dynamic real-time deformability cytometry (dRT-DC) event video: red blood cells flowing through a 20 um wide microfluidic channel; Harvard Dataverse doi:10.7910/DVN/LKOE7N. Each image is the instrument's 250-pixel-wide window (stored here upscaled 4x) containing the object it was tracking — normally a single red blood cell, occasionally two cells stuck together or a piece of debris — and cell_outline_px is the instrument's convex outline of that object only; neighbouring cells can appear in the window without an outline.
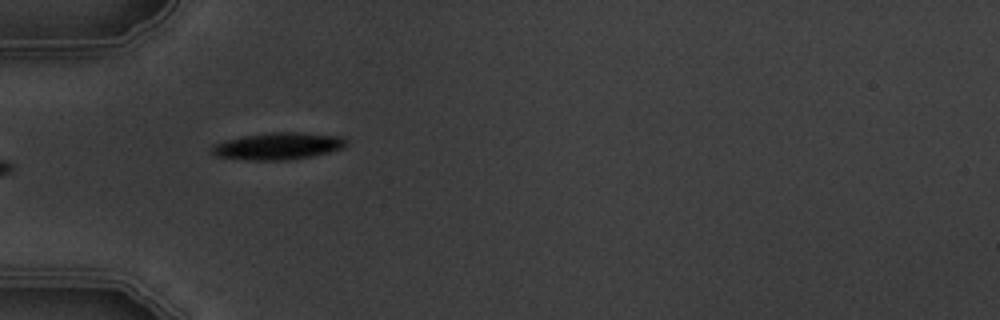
{"species": "common noctule bat (a hibernating species)", "species_latin": "Nyctalus noctula", "temperature_condition": "warm", "stored_images_in_passage": 11, "camera_frame_rate_fps": 3000, "um_per_image_px": 0.085, "animal": {"sex": "male", "body_mass_g": 19.5, "forearm_length_mm": 54.6}, "frame": {"image": 1, "passage_image": 5, "time_ms": 5.667, "image_size_px": [1000, 320], "cell_outline_px": [[348, 144], [344, 148], [312, 156], [288, 160], [248, 160], [216, 156], [212, 152], [212, 148], [216, 144], [228, 140], [244, 136], [272, 132], [300, 132], [340, 136], [348, 140]], "centroid_in_image_um": [23.71, 12.42], "position_along_channel_um": 61.3, "area_um2": 20.98}}